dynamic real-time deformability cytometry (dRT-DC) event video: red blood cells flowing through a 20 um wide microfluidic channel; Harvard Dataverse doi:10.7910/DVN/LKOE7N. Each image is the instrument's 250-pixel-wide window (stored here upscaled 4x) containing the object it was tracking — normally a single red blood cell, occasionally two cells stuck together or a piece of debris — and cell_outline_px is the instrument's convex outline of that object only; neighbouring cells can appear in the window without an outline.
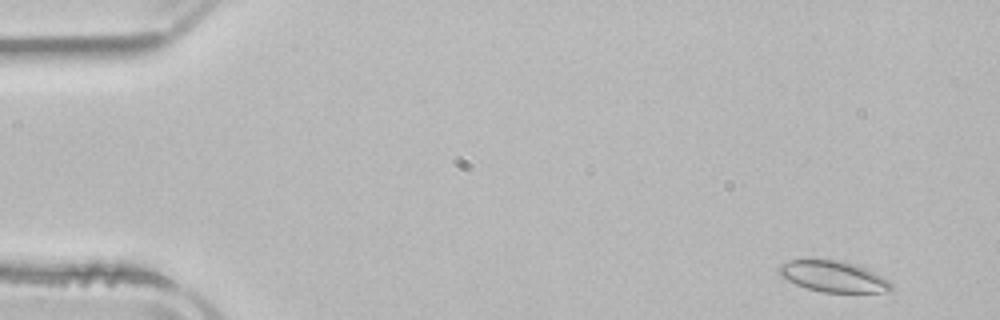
{"species": "common noctule bat (a hibernating species)", "species_latin": "Nyctalus noctula", "temperature_condition": "room temperature", "stored_images_in_passage": 52, "camera_frame_rate_fps": 3000, "um_per_image_px": 0.085, "animal": {"sex": "male", "body_mass_g": 21.5, "forearm_length_mm": 52.0}, "frame": {"image": 1, "passage_image": 3, "time_ms": 0.667, "image_size_px": [1000, 320], "cell_outline_px": [[892, 288], [884, 292], [824, 292], [808, 288], [796, 284], [780, 276], [776, 272], [776, 268], [780, 264], [792, 260], [836, 260], [856, 264], [868, 268], [888, 280], [892, 284]], "centroid_in_image_um": [70.81, 23.49], "position_along_channel_um": 14.2, "area_um2": 20.23}}
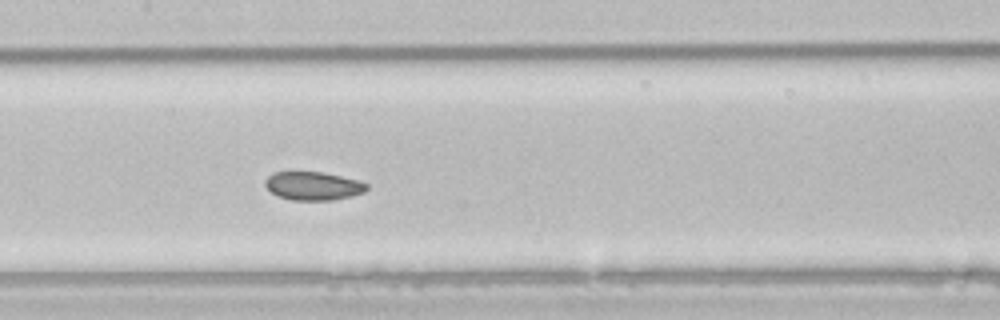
{"frame": {"image": 2, "passage_image": 25, "time_ms": 8.0, "image_size_px": [1000, 320], "cell_outline_px": [[368, 188], [364, 192], [332, 200], [292, 200], [276, 196], [264, 184], [264, 180], [272, 172], [324, 172], [360, 180], [368, 184]], "centroid_in_image_um": [26.61, 15.79], "position_along_channel_um": 180.8, "area_um2": 16.88}}
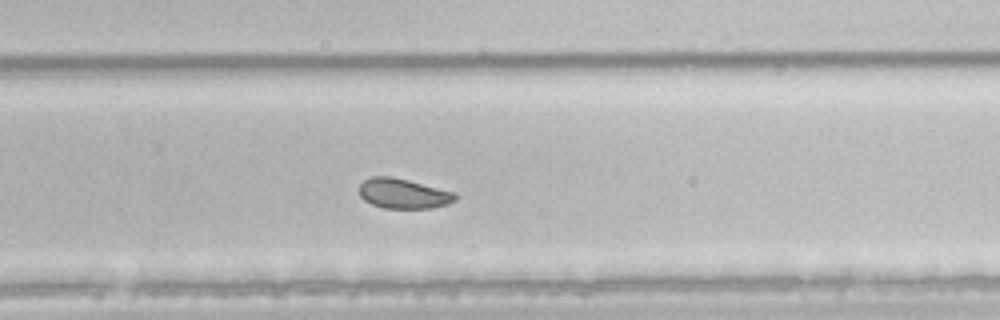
{"frame": {"image": 3, "passage_image": 34, "time_ms": 11.0, "image_size_px": [1000, 320], "cell_outline_px": [[456, 200], [448, 204], [432, 208], [384, 208], [372, 204], [364, 200], [360, 196], [360, 184], [364, 180], [372, 176], [392, 176], [456, 192]], "centroid_in_image_um": [34.29, 16.45], "position_along_channel_um": 295.5, "area_um2": 16.82}, "authors_computed_cell_mechanics": {"area_um2": 18.9295, "velocity_mm_per_s": 3.8397, "shape_relaxation_time_tau1_ms": 5.7905, "shape_relaxation_time_tau2_ms": 2.1894, "deformation_change_tau1": 0.0568, "deformation_change_tau2": 0.0541}}